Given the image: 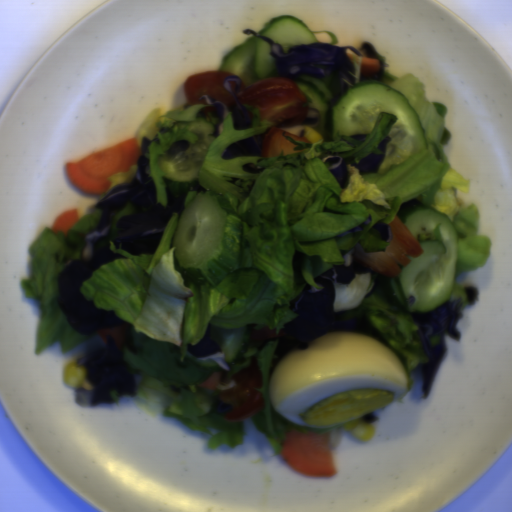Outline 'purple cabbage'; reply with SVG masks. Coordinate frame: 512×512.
<instances>
[{
	"label": "purple cabbage",
	"mask_w": 512,
	"mask_h": 512,
	"mask_svg": "<svg viewBox=\"0 0 512 512\" xmlns=\"http://www.w3.org/2000/svg\"><path fill=\"white\" fill-rule=\"evenodd\" d=\"M158 141V132L152 138L142 136L133 179L115 185L94 204L101 210L97 226L84 235L79 258L65 263L57 274V303L76 333L96 337L99 329L128 322L115 315L114 309L98 308L80 290L85 279L104 263L128 259L113 252L110 242L134 256L154 254L173 214L178 213V218L183 214L189 190L172 195L167 186L166 205L162 206L157 201V185L146 173L149 144Z\"/></svg>",
	"instance_id": "purple-cabbage-1"
},
{
	"label": "purple cabbage",
	"mask_w": 512,
	"mask_h": 512,
	"mask_svg": "<svg viewBox=\"0 0 512 512\" xmlns=\"http://www.w3.org/2000/svg\"><path fill=\"white\" fill-rule=\"evenodd\" d=\"M344 261L335 264L326 273L314 278L316 285L323 289L310 293L312 288L308 284L303 287L299 295L291 299L289 307L297 317L285 323V329L277 331L264 327L250 331L249 339L256 342H270L278 339L274 350L275 358L271 365V375L277 362L292 349H307L308 343L313 342L328 332L350 331L368 335L386 347L387 341L375 328L369 317L351 316L342 321L346 315L354 313L357 309L350 308L336 311L334 308L335 287L333 285L334 272L336 282L349 284L355 274H371L373 269L367 264L356 260L354 250H341Z\"/></svg>",
	"instance_id": "purple-cabbage-2"
},
{
	"label": "purple cabbage",
	"mask_w": 512,
	"mask_h": 512,
	"mask_svg": "<svg viewBox=\"0 0 512 512\" xmlns=\"http://www.w3.org/2000/svg\"><path fill=\"white\" fill-rule=\"evenodd\" d=\"M243 34H253L254 37L268 42L271 57L275 59L276 69L280 77L292 81L303 75H314L320 79L336 77L339 91L345 93L352 87L354 69L347 50H353L356 56L364 57L353 46H339L331 43H293L287 52L278 42L259 35V33L245 29Z\"/></svg>",
	"instance_id": "purple-cabbage-3"
},
{
	"label": "purple cabbage",
	"mask_w": 512,
	"mask_h": 512,
	"mask_svg": "<svg viewBox=\"0 0 512 512\" xmlns=\"http://www.w3.org/2000/svg\"><path fill=\"white\" fill-rule=\"evenodd\" d=\"M76 363L86 368L82 387L75 388L74 403L79 406L91 408L97 403H113L112 391L133 397L137 393L134 374L109 334L103 348Z\"/></svg>",
	"instance_id": "purple-cabbage-4"
},
{
	"label": "purple cabbage",
	"mask_w": 512,
	"mask_h": 512,
	"mask_svg": "<svg viewBox=\"0 0 512 512\" xmlns=\"http://www.w3.org/2000/svg\"><path fill=\"white\" fill-rule=\"evenodd\" d=\"M463 316L460 299H448L431 310L412 312L413 320L423 347L426 363L417 368L423 380L424 397L431 391L441 362L447 350L445 334L448 333L456 341L460 338L457 322Z\"/></svg>",
	"instance_id": "purple-cabbage-5"
},
{
	"label": "purple cabbage",
	"mask_w": 512,
	"mask_h": 512,
	"mask_svg": "<svg viewBox=\"0 0 512 512\" xmlns=\"http://www.w3.org/2000/svg\"><path fill=\"white\" fill-rule=\"evenodd\" d=\"M197 101H205L207 106L214 107L215 109L212 115L220 119L214 126L213 134L209 133L208 137L218 139L223 130V122L229 115H231L233 127L236 129L248 130L253 124V116L251 113L245 107H241L237 103L233 106H226L218 99H214L208 94H203Z\"/></svg>",
	"instance_id": "purple-cabbage-6"
},
{
	"label": "purple cabbage",
	"mask_w": 512,
	"mask_h": 512,
	"mask_svg": "<svg viewBox=\"0 0 512 512\" xmlns=\"http://www.w3.org/2000/svg\"><path fill=\"white\" fill-rule=\"evenodd\" d=\"M271 128L265 129L261 134L255 135L250 138L237 140L225 147L222 154V159H231L239 156H260L262 155V148L266 137L268 136Z\"/></svg>",
	"instance_id": "purple-cabbage-7"
},
{
	"label": "purple cabbage",
	"mask_w": 512,
	"mask_h": 512,
	"mask_svg": "<svg viewBox=\"0 0 512 512\" xmlns=\"http://www.w3.org/2000/svg\"><path fill=\"white\" fill-rule=\"evenodd\" d=\"M391 140V136H388L379 142V147L382 154L369 153L364 157L360 158L354 165L359 173L362 174H376L379 171L381 164L383 163L384 157L387 152V145Z\"/></svg>",
	"instance_id": "purple-cabbage-8"
},
{
	"label": "purple cabbage",
	"mask_w": 512,
	"mask_h": 512,
	"mask_svg": "<svg viewBox=\"0 0 512 512\" xmlns=\"http://www.w3.org/2000/svg\"><path fill=\"white\" fill-rule=\"evenodd\" d=\"M187 353L195 358L211 356L217 352L222 353L221 346L212 340L211 324L209 322L202 339L197 344H189L186 347Z\"/></svg>",
	"instance_id": "purple-cabbage-9"
},
{
	"label": "purple cabbage",
	"mask_w": 512,
	"mask_h": 512,
	"mask_svg": "<svg viewBox=\"0 0 512 512\" xmlns=\"http://www.w3.org/2000/svg\"><path fill=\"white\" fill-rule=\"evenodd\" d=\"M323 161L332 178L343 188L347 186L349 178V168L347 163L337 155H326L323 157Z\"/></svg>",
	"instance_id": "purple-cabbage-10"
},
{
	"label": "purple cabbage",
	"mask_w": 512,
	"mask_h": 512,
	"mask_svg": "<svg viewBox=\"0 0 512 512\" xmlns=\"http://www.w3.org/2000/svg\"><path fill=\"white\" fill-rule=\"evenodd\" d=\"M321 123L320 112L316 108H308L307 115L304 121L300 125L293 126H278L280 129L298 136L300 138H305V128L306 127H317Z\"/></svg>",
	"instance_id": "purple-cabbage-11"
},
{
	"label": "purple cabbage",
	"mask_w": 512,
	"mask_h": 512,
	"mask_svg": "<svg viewBox=\"0 0 512 512\" xmlns=\"http://www.w3.org/2000/svg\"><path fill=\"white\" fill-rule=\"evenodd\" d=\"M242 81L241 78L237 76H229L225 80H223V85L227 91H229L235 98H237V94L240 92Z\"/></svg>",
	"instance_id": "purple-cabbage-12"
},
{
	"label": "purple cabbage",
	"mask_w": 512,
	"mask_h": 512,
	"mask_svg": "<svg viewBox=\"0 0 512 512\" xmlns=\"http://www.w3.org/2000/svg\"><path fill=\"white\" fill-rule=\"evenodd\" d=\"M190 145H189V142L185 141V140H181V141H178V142H175L174 144H172L167 153L168 155H176L178 153H181V152H186L188 149H189Z\"/></svg>",
	"instance_id": "purple-cabbage-13"
},
{
	"label": "purple cabbage",
	"mask_w": 512,
	"mask_h": 512,
	"mask_svg": "<svg viewBox=\"0 0 512 512\" xmlns=\"http://www.w3.org/2000/svg\"><path fill=\"white\" fill-rule=\"evenodd\" d=\"M212 412L225 413L230 412L232 410V405L225 401L220 400V398H215L212 406Z\"/></svg>",
	"instance_id": "purple-cabbage-14"
},
{
	"label": "purple cabbage",
	"mask_w": 512,
	"mask_h": 512,
	"mask_svg": "<svg viewBox=\"0 0 512 512\" xmlns=\"http://www.w3.org/2000/svg\"><path fill=\"white\" fill-rule=\"evenodd\" d=\"M377 231L378 235L387 243L390 240V229L380 221L374 223L372 228Z\"/></svg>",
	"instance_id": "purple-cabbage-15"
},
{
	"label": "purple cabbage",
	"mask_w": 512,
	"mask_h": 512,
	"mask_svg": "<svg viewBox=\"0 0 512 512\" xmlns=\"http://www.w3.org/2000/svg\"><path fill=\"white\" fill-rule=\"evenodd\" d=\"M370 217H371V215L367 219L360 222L359 224H357L356 226H354L353 228H351L350 230H348L341 236H357L362 230L367 228L369 221H370Z\"/></svg>",
	"instance_id": "purple-cabbage-16"
},
{
	"label": "purple cabbage",
	"mask_w": 512,
	"mask_h": 512,
	"mask_svg": "<svg viewBox=\"0 0 512 512\" xmlns=\"http://www.w3.org/2000/svg\"><path fill=\"white\" fill-rule=\"evenodd\" d=\"M464 291L468 304L473 305L479 297V290L476 287L471 286L468 288H464Z\"/></svg>",
	"instance_id": "purple-cabbage-17"
},
{
	"label": "purple cabbage",
	"mask_w": 512,
	"mask_h": 512,
	"mask_svg": "<svg viewBox=\"0 0 512 512\" xmlns=\"http://www.w3.org/2000/svg\"><path fill=\"white\" fill-rule=\"evenodd\" d=\"M124 342H125L128 350L131 353H134V354L137 355V350H136L135 343H134V340H133L132 330L130 328H129L127 334H126Z\"/></svg>",
	"instance_id": "purple-cabbage-18"
},
{
	"label": "purple cabbage",
	"mask_w": 512,
	"mask_h": 512,
	"mask_svg": "<svg viewBox=\"0 0 512 512\" xmlns=\"http://www.w3.org/2000/svg\"><path fill=\"white\" fill-rule=\"evenodd\" d=\"M243 171L247 173H260L264 172L265 168H258L254 163L244 164L241 168Z\"/></svg>",
	"instance_id": "purple-cabbage-19"
},
{
	"label": "purple cabbage",
	"mask_w": 512,
	"mask_h": 512,
	"mask_svg": "<svg viewBox=\"0 0 512 512\" xmlns=\"http://www.w3.org/2000/svg\"><path fill=\"white\" fill-rule=\"evenodd\" d=\"M361 49L367 51L368 58L376 59V49L373 47L371 43L361 42Z\"/></svg>",
	"instance_id": "purple-cabbage-20"
},
{
	"label": "purple cabbage",
	"mask_w": 512,
	"mask_h": 512,
	"mask_svg": "<svg viewBox=\"0 0 512 512\" xmlns=\"http://www.w3.org/2000/svg\"><path fill=\"white\" fill-rule=\"evenodd\" d=\"M362 418H364L368 423H369V422H374V421H376V420H379L378 418H376V417L374 416L373 411H372V412H370L369 414L365 415V416H364V417H362Z\"/></svg>",
	"instance_id": "purple-cabbage-21"
},
{
	"label": "purple cabbage",
	"mask_w": 512,
	"mask_h": 512,
	"mask_svg": "<svg viewBox=\"0 0 512 512\" xmlns=\"http://www.w3.org/2000/svg\"><path fill=\"white\" fill-rule=\"evenodd\" d=\"M369 134L366 133H359V134H353L351 137H353L356 140H365Z\"/></svg>",
	"instance_id": "purple-cabbage-22"
}]
</instances>
